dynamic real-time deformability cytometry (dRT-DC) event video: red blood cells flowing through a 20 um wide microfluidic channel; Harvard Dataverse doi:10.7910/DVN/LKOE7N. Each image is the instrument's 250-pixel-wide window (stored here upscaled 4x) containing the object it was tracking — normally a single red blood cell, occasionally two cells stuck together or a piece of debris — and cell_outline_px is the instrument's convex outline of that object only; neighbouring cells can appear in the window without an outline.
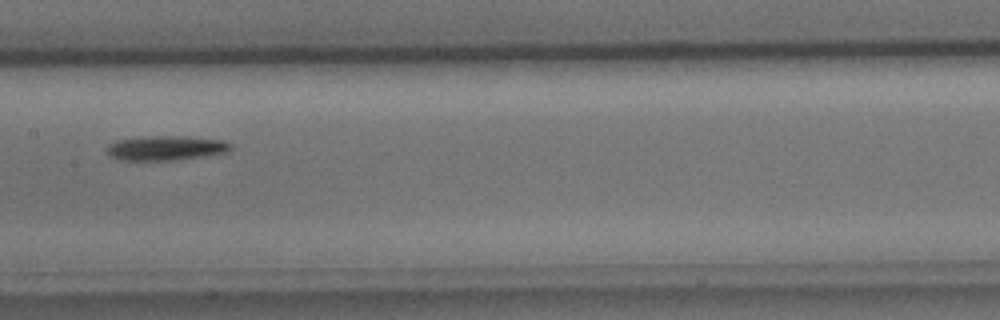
{"species": "common noctule bat (a hibernating species)", "species_latin": "Nyctalus noctula", "temperature_condition": "cold", "stored_images_in_passage": 4, "camera_frame_rate_fps": 3000, "um_per_image_px": 0.085, "animal": {"sex": "male", "body_mass_g": 15.6}, "frame": {"image": 1, "passage_image": 4, "time_ms": 3.333, "image_size_px": [1000, 320], "cell_outline_px": [[232, 148], [228, 152], [204, 156], [176, 160], [120, 160], [108, 156], [104, 152], [108, 144], [116, 140], [148, 136], [188, 136], [224, 140], [232, 144]], "centroid_in_image_um": [14.08, 12.58], "position_along_channel_um": 193.3, "area_um2": 18.09}}